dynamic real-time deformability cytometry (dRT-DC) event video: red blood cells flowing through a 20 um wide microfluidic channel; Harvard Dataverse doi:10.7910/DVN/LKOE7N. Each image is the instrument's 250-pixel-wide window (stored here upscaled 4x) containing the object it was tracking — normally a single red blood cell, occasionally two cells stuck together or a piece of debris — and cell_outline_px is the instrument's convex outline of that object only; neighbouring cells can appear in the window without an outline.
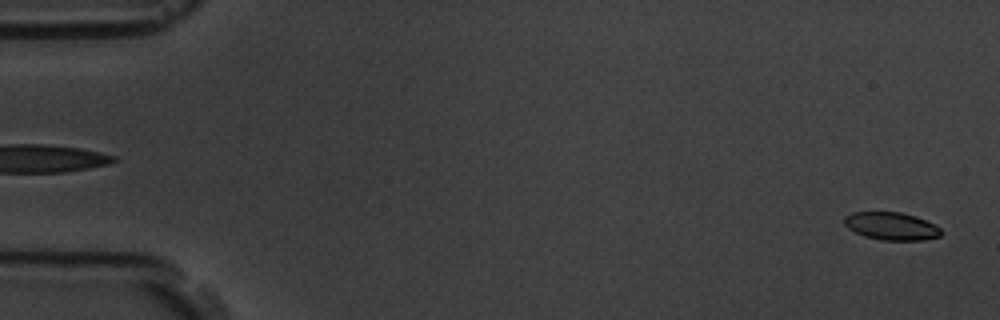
{"species": "common noctule bat (a hibernating species)", "species_latin": "Nyctalus noctula", "temperature_condition": "room temperature", "stored_images_in_passage": 44, "camera_frame_rate_fps": 3000, "um_per_image_px": 0.085, "animal": {"sex": "male", "body_mass_g": 19.5, "forearm_length_mm": 54.6}, "frame": {"image": 1, "passage_image": 2, "time_ms": 0.333, "image_size_px": [1000, 320], "cell_outline_px": [[940, 236], [924, 240], [880, 240], [864, 236], [848, 228], [844, 224], [844, 216], [852, 212], [900, 212], [916, 216], [936, 224], [940, 228]], "centroid_in_image_um": [75.76, 19.21], "position_along_channel_um": 9.2, "area_um2": 15.72}}
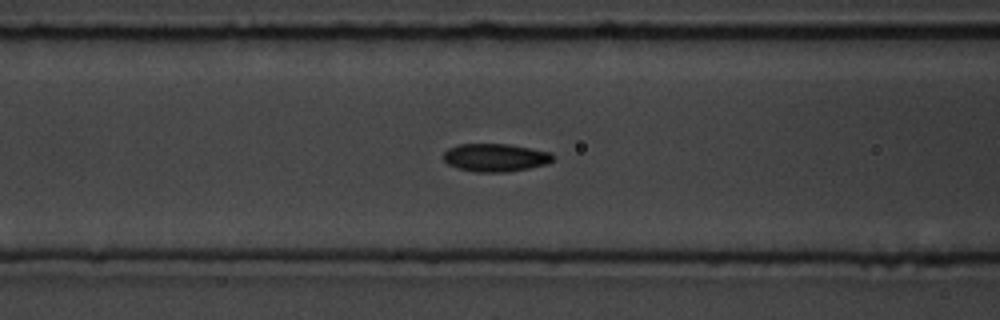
{"frame": {"image": 2, "passage_image": 23, "time_ms": 7.333, "image_size_px": [1000, 320], "cell_outline_px": [[556, 156], [548, 164], [528, 168], [504, 172], [476, 172], [460, 168], [448, 164], [444, 160], [444, 152], [448, 148], [456, 144], [508, 144], [552, 152]], "centroid_in_image_um": [42.13, 13.38], "position_along_channel_um": 124.5, "area_um2": 17.86}}
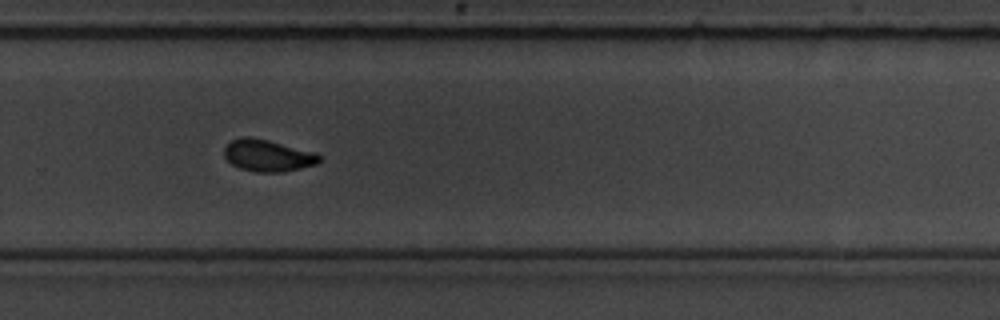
{"frame": {"image": 3, "passage_image": 38, "time_ms": 12.333, "image_size_px": [1000, 320], "cell_outline_px": [[320, 160], [316, 164], [284, 172], [256, 172], [240, 168], [232, 164], [224, 156], [224, 148], [232, 140], [244, 136], [248, 136], [268, 140], [316, 152], [320, 156]], "centroid_in_image_um": [22.76, 13.22], "position_along_channel_um": 307.0, "area_um2": 17.57}, "authors_computed_cell_mechanics": {"area_um2": 17.7157, "velocity_mm_per_s": 3.6584, "shape_relaxation_time_tau1_ms": 6.7493, "shape_relaxation_time_tau2_ms": 1.3991, "deformation_change_tau1": 0.1497, "deformation_change_tau2": 0.0626}}